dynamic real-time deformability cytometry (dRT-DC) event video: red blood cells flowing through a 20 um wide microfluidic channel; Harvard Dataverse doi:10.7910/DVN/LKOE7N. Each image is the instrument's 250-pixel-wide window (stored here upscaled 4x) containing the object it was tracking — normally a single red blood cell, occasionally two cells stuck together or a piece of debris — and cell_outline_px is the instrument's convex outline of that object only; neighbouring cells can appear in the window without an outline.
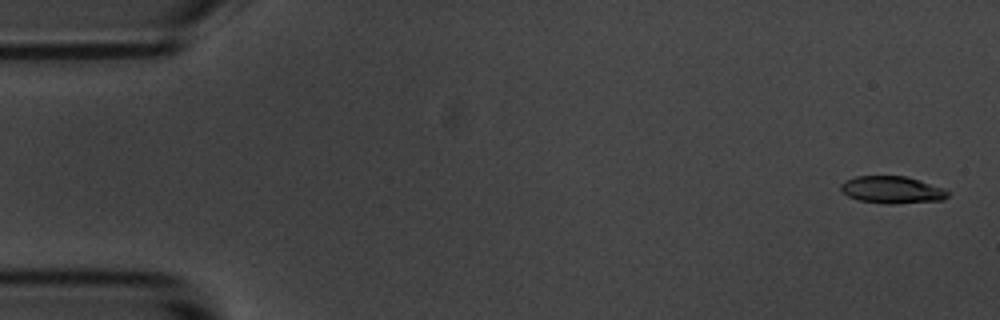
{"species": "common noctule bat (a hibernating species)", "species_latin": "Nyctalus noctula", "temperature_condition": "room temperature", "stored_images_in_passage": 18, "camera_frame_rate_fps": 3000, "um_per_image_px": 0.085, "animal": {"sex": "male", "body_mass_g": 20.1, "forearm_length_mm": 53.5}, "frame": {"image": 1, "passage_image": 2, "time_ms": 0.333, "image_size_px": [1000, 320], "cell_outline_px": [[948, 196], [944, 200], [892, 204], [884, 204], [856, 200], [840, 192], [840, 184], [844, 180], [856, 176], [904, 176], [944, 188], [948, 192]], "centroid_in_image_um": [75.76, 16.14], "position_along_channel_um": 9.2, "area_um2": 17.11}}
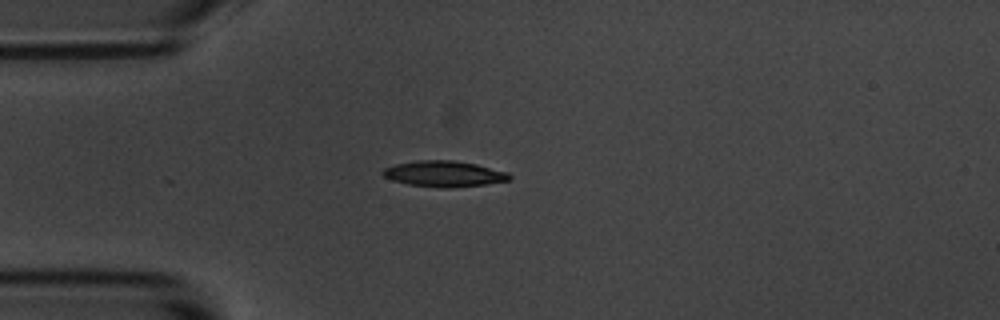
{"frame": {"image": 2, "passage_image": 15, "time_ms": 4.667, "image_size_px": [1000, 320], "cell_outline_px": [[512, 180], [484, 184], [440, 188], [408, 184], [392, 180], [384, 176], [380, 172], [384, 168], [396, 164], [416, 160], [452, 160], [476, 164], [508, 172], [512, 176]], "centroid_in_image_um": [37.74, 14.76], "position_along_channel_um": 47.3, "area_um2": 19.02}}